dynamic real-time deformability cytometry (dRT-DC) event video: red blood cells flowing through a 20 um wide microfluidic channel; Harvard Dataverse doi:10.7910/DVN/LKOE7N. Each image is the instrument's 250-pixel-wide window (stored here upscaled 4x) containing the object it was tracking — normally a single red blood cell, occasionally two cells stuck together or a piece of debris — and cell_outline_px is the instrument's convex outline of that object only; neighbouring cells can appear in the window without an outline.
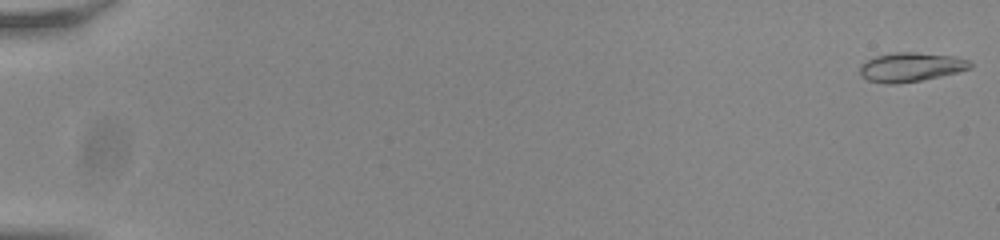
{"species": "common noctule bat (a hibernating species)", "species_latin": "Nyctalus noctula", "temperature_condition": "room temperature", "stored_images_in_passage": 54, "camera_frame_rate_fps": 3000, "um_per_image_px": 0.085, "animal": {"sex": "male", "body_mass_g": 20.0, "forearm_length_mm": 53.3}, "frame": {"image": 1, "passage_image": 1, "time_ms": 0.0, "image_size_px": [1000, 240], "cell_outline_px": [[972, 68], [956, 72], [920, 80], [896, 84], [884, 84], [868, 80], [860, 76], [860, 64], [876, 56], [892, 52], [916, 52], [952, 56], [968, 60], [972, 64]], "centroid_in_image_um": [77.37, 5.7], "position_along_channel_um": 7.6, "area_um2": 18.61}}
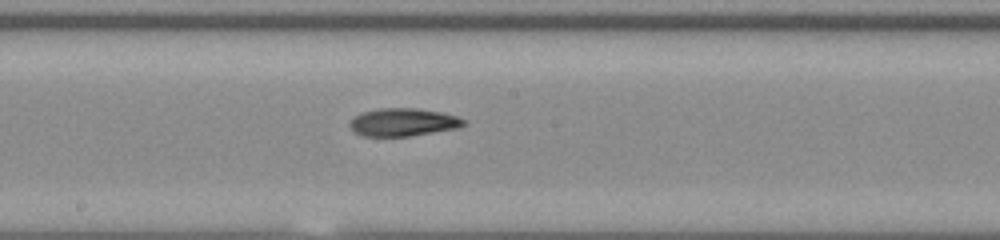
{"frame": {"image": 2, "passage_image": 32, "time_ms": 10.333, "image_size_px": [1000, 240], "cell_outline_px": [[468, 124], [456, 128], [408, 136], [364, 136], [356, 132], [348, 124], [356, 116], [364, 112], [380, 108], [416, 108], [440, 112], [456, 116], [464, 120]], "centroid_in_image_um": [34.28, 10.38], "position_along_channel_um": 213.9, "area_um2": 18.15}}
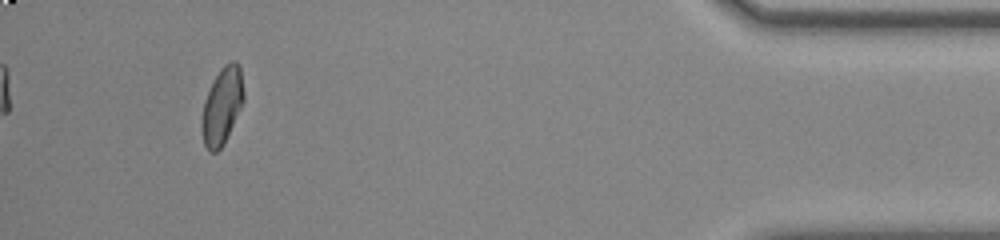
{"frame": {"image": 3, "passage_image": 54, "time_ms": 17.667, "image_size_px": [1000, 240], "cell_outline_px": [[244, 100], [224, 144], [216, 152], [208, 152], [204, 144], [200, 128], [200, 120], [204, 100], [220, 68], [224, 64], [232, 60], [236, 60], [240, 68], [244, 92]], "centroid_in_image_um": [18.85, 9.02], "position_along_channel_um": 416.3, "area_um2": 18.9}, "authors_computed_cell_mechanics": {"area_um2": 18.1781, "velocity_mm_per_s": 3.8268, "shape_relaxation_time_tau1_ms": 9.4371, "shape_relaxation_time_tau2_ms": 2.9479, "deformation_change_tau1": 0.2358, "deformation_change_tau2": 0.0877}}